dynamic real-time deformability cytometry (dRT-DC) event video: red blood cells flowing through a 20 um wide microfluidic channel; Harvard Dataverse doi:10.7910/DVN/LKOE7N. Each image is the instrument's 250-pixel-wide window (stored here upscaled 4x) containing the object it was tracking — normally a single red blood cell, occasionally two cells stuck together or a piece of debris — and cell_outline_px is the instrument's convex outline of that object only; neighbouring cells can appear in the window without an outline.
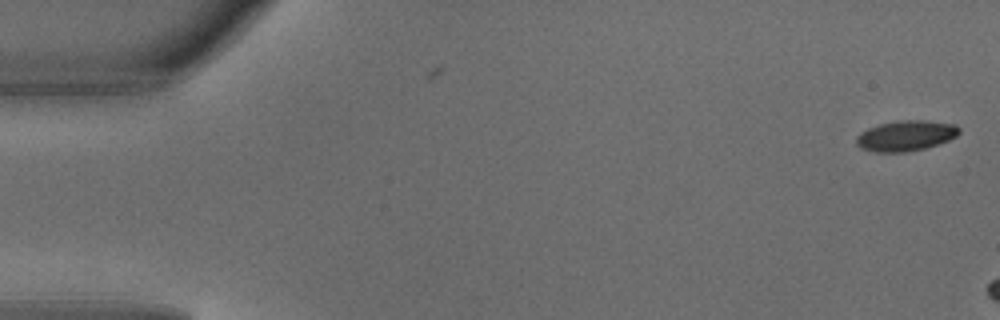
{"species": "common noctule bat (a hibernating species)", "species_latin": "Nyctalus noctula", "temperature_condition": "warm", "stored_images_in_passage": 3, "camera_frame_rate_fps": 3000, "um_per_image_px": 0.085, "animal": {"sex": "male", "body_mass_g": 18.8}, "frame": {"image": 1, "passage_image": 1, "time_ms": 0.0, "image_size_px": [1000, 320], "cell_outline_px": [[960, 132], [956, 136], [948, 140], [924, 148], [904, 152], [876, 152], [860, 148], [856, 144], [856, 136], [860, 132], [868, 128], [880, 124], [900, 120], [920, 120], [956, 124], [960, 128]], "centroid_in_image_um": [76.97, 11.53], "position_along_channel_um": 8.0, "area_um2": 18.15}}